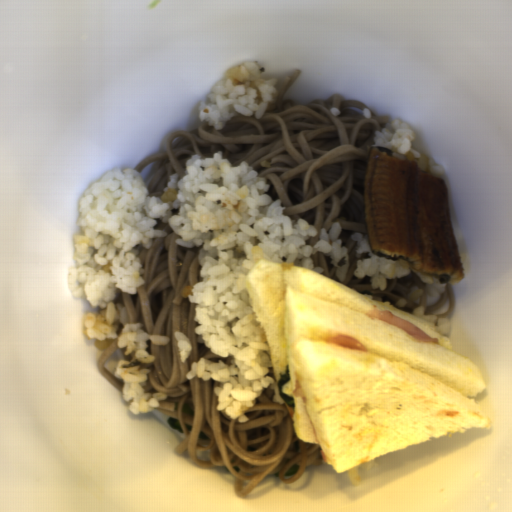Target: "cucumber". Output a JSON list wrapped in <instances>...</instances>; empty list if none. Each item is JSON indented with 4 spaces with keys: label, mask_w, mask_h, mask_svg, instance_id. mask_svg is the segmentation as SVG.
I'll use <instances>...</instances> for the list:
<instances>
[{
    "label": "cucumber",
    "mask_w": 512,
    "mask_h": 512,
    "mask_svg": "<svg viewBox=\"0 0 512 512\" xmlns=\"http://www.w3.org/2000/svg\"><path fill=\"white\" fill-rule=\"evenodd\" d=\"M198 438L200 440H208V441L211 439L204 431H200Z\"/></svg>",
    "instance_id": "cucumber-4"
},
{
    "label": "cucumber",
    "mask_w": 512,
    "mask_h": 512,
    "mask_svg": "<svg viewBox=\"0 0 512 512\" xmlns=\"http://www.w3.org/2000/svg\"><path fill=\"white\" fill-rule=\"evenodd\" d=\"M181 411H183L184 413H186L189 416H193V414H194L191 407L189 405H187L186 403L183 404Z\"/></svg>",
    "instance_id": "cucumber-3"
},
{
    "label": "cucumber",
    "mask_w": 512,
    "mask_h": 512,
    "mask_svg": "<svg viewBox=\"0 0 512 512\" xmlns=\"http://www.w3.org/2000/svg\"><path fill=\"white\" fill-rule=\"evenodd\" d=\"M299 468H300V465H298L297 463H296V464H293L292 466H290V467L286 470V472H285L284 476L289 477V476H291V475H293V474H296V473H297V471L299 470Z\"/></svg>",
    "instance_id": "cucumber-2"
},
{
    "label": "cucumber",
    "mask_w": 512,
    "mask_h": 512,
    "mask_svg": "<svg viewBox=\"0 0 512 512\" xmlns=\"http://www.w3.org/2000/svg\"><path fill=\"white\" fill-rule=\"evenodd\" d=\"M166 422L169 427L176 429L179 433H182V434L184 433L179 418L169 416L166 419Z\"/></svg>",
    "instance_id": "cucumber-1"
}]
</instances>
